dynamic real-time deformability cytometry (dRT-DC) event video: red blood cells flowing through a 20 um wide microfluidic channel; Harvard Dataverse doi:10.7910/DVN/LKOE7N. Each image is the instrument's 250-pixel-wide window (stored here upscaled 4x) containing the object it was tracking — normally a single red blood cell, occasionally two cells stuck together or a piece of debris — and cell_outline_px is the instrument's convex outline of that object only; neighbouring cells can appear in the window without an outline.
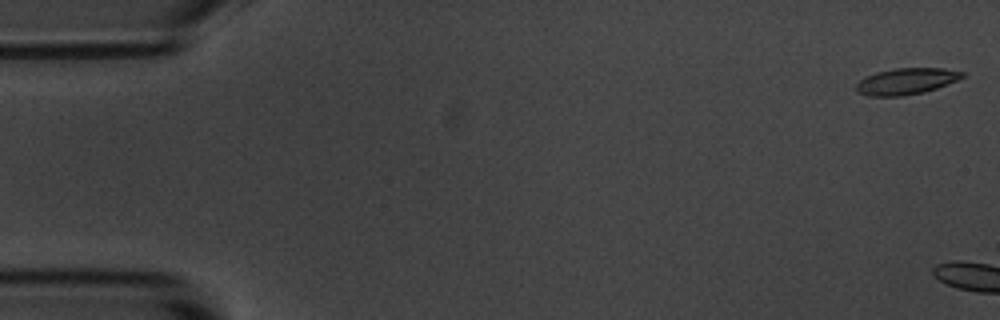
{"species": "common noctule bat (a hibernating species)", "species_latin": "Nyctalus noctula", "temperature_condition": "room temperature", "stored_images_in_passage": 6, "camera_frame_rate_fps": 3000, "um_per_image_px": 0.085, "animal": {"sex": "male", "body_mass_g": 20.1, "forearm_length_mm": 53.5}, "frame": {"image": 1, "passage_image": 1, "time_ms": 0.0, "image_size_px": [1000, 320], "cell_outline_px": [[964, 76], [956, 80], [936, 88], [924, 92], [900, 96], [868, 96], [860, 92], [856, 88], [856, 84], [864, 76], [876, 72], [896, 68], [944, 68], [964, 72]], "centroid_in_image_um": [77.01, 6.9], "position_along_channel_um": 8.0, "area_um2": 16.13}}
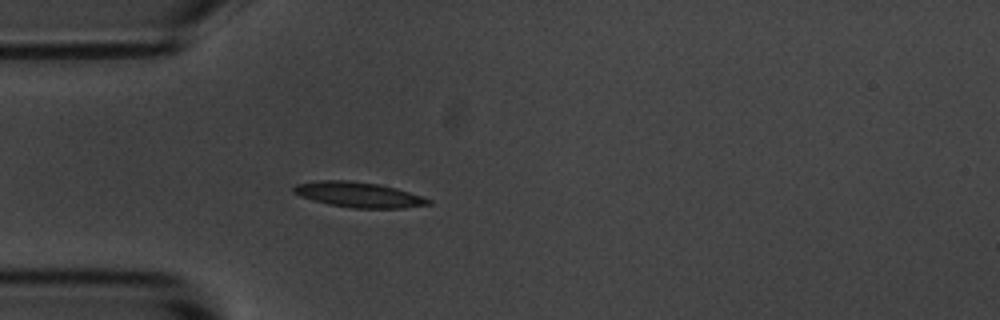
{"frame": {"image": 2, "passage_image": 6, "time_ms": 6.0, "image_size_px": [1000, 320], "cell_outline_px": [[432, 204], [404, 208], [352, 208], [312, 200], [300, 196], [292, 192], [292, 188], [296, 184], [320, 180], [348, 180], [380, 184], [396, 188], [432, 200]], "centroid_in_image_um": [30.48, 16.54], "position_along_channel_um": 54.5, "area_um2": 19.77}}